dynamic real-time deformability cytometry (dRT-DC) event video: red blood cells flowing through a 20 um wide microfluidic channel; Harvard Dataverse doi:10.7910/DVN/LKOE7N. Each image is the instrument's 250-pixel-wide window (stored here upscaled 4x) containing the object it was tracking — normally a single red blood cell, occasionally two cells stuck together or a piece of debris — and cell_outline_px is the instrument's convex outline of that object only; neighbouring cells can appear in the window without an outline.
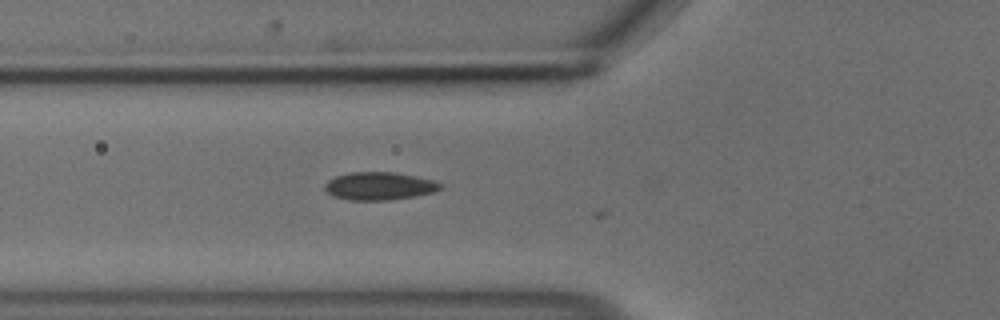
{"species": "common noctule bat (a hibernating species)", "species_latin": "Nyctalus noctula", "temperature_condition": "cold", "stored_images_in_passage": 8, "camera_frame_rate_fps": 3000, "um_per_image_px": 0.085, "animal": {"sex": "male", "body_mass_g": 18.8}, "frame": {"image": 1, "passage_image": 7, "time_ms": 2.0, "image_size_px": [1000, 320], "cell_outline_px": [[444, 188], [432, 192], [416, 196], [392, 200], [348, 200], [332, 196], [324, 188], [324, 184], [328, 180], [336, 176], [348, 172], [396, 172], [436, 180], [444, 184]], "centroid_in_image_um": [32.28, 15.81], "position_along_channel_um": 93.5, "area_um2": 19.13}}